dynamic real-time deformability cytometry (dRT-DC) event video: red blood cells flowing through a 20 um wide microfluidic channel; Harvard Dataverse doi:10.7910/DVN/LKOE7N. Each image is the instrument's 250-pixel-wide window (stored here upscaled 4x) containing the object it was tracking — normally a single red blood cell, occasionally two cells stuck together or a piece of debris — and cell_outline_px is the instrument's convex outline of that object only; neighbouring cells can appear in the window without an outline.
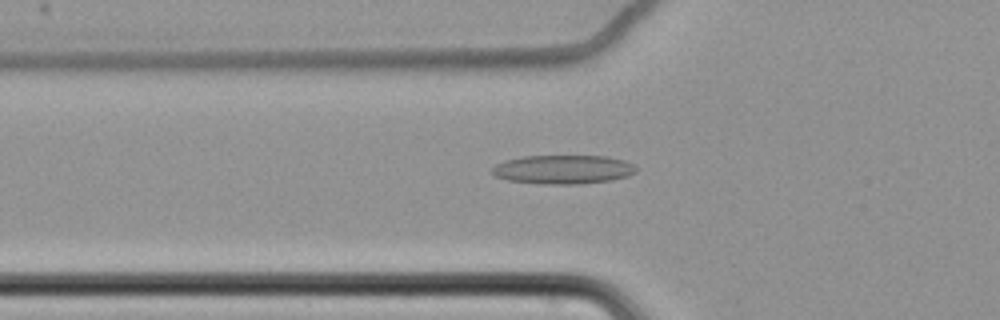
{"species": "common noctule bat (a hibernating species)", "species_latin": "Nyctalus noctula", "temperature_condition": "cold", "stored_images_in_passage": 55, "camera_frame_rate_fps": 3000, "um_per_image_px": 0.085, "animal": {"sex": "female", "body_mass_g": 22.7, "forearm_length_mm": 54.2}, "frame": {"image": 1, "passage_image": 17, "time_ms": 5.333, "image_size_px": [1000, 320], "cell_outline_px": [[636, 172], [628, 176], [612, 180], [580, 184], [540, 184], [508, 180], [496, 176], [492, 172], [492, 168], [496, 164], [504, 160], [524, 156], [608, 156], [624, 160], [632, 164], [636, 168]], "centroid_in_image_um": [47.87, 14.4], "position_along_channel_um": 77.9, "area_um2": 24.33}}
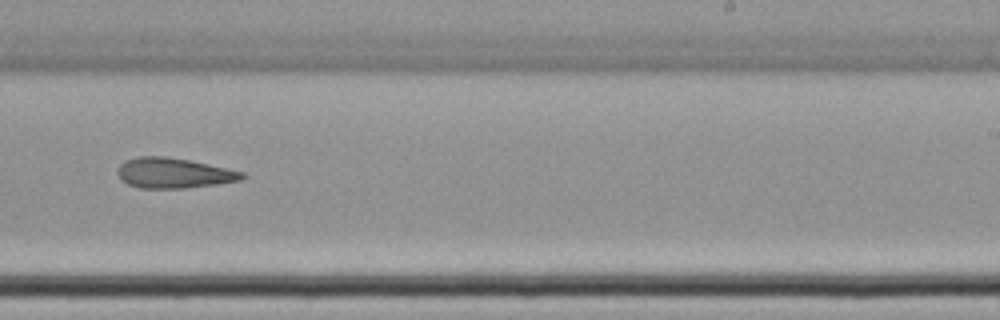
{"frame": {"image": 2, "passage_image": 34, "time_ms": 11.0, "image_size_px": [1000, 320], "cell_outline_px": [[248, 176], [240, 180], [216, 184], [184, 188], [140, 188], [128, 184], [120, 180], [116, 172], [120, 164], [124, 160], [136, 156], [164, 156], [188, 160], [208, 164], [244, 172]], "centroid_in_image_um": [14.72, 14.7], "position_along_channel_um": 274.3, "area_um2": 22.02}}
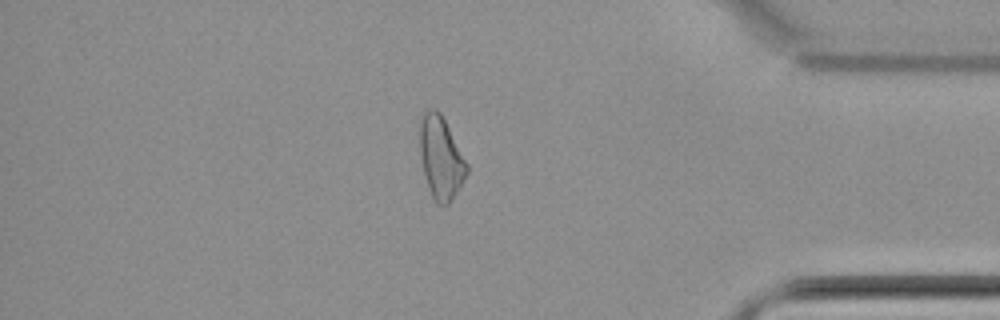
{"frame": {"image": 3, "passage_image": 47, "time_ms": 15.333, "image_size_px": [1000, 320], "cell_outline_px": [[468, 172], [460, 188], [448, 204], [436, 204], [428, 188], [424, 176], [420, 156], [420, 120], [424, 112], [432, 108], [436, 108], [440, 112], [468, 164]], "centroid_in_image_um": [37.47, 13.42], "position_along_channel_um": 397.7, "area_um2": 22.54}}